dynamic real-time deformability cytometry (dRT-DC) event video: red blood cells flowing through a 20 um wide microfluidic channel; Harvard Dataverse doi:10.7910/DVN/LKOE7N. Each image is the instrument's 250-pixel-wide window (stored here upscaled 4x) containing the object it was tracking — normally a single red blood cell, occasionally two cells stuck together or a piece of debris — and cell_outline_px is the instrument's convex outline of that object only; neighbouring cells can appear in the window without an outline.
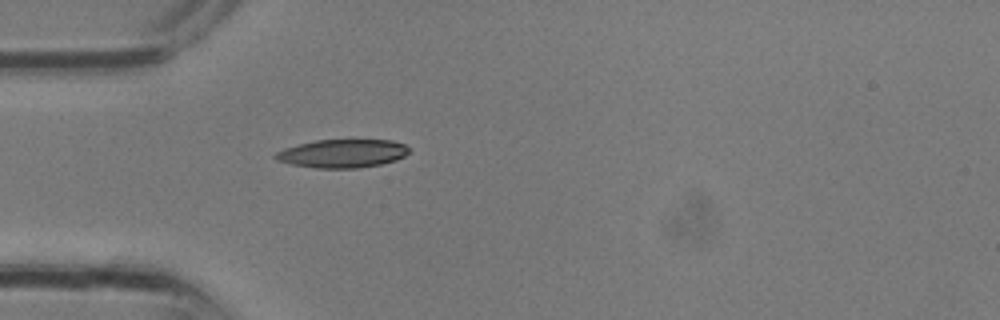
{"species": "common noctule bat (a hibernating species)", "species_latin": "Nyctalus noctula", "temperature_condition": "room temperature", "stored_images_in_passage": 5, "camera_frame_rate_fps": 3000, "um_per_image_px": 0.085, "animal": {"sex": "male", "body_mass_g": 13.3}, "frame": {"image": 1, "passage_image": 1, "time_ms": 0.0, "image_size_px": [1000, 320], "cell_outline_px": [[412, 148], [404, 156], [396, 160], [380, 164], [356, 168], [316, 168], [292, 164], [276, 160], [272, 156], [276, 152], [284, 148], [316, 140], [392, 140], [404, 144]], "centroid_in_image_um": [29.11, 13.04], "position_along_channel_um": 55.9, "area_um2": 22.02}}
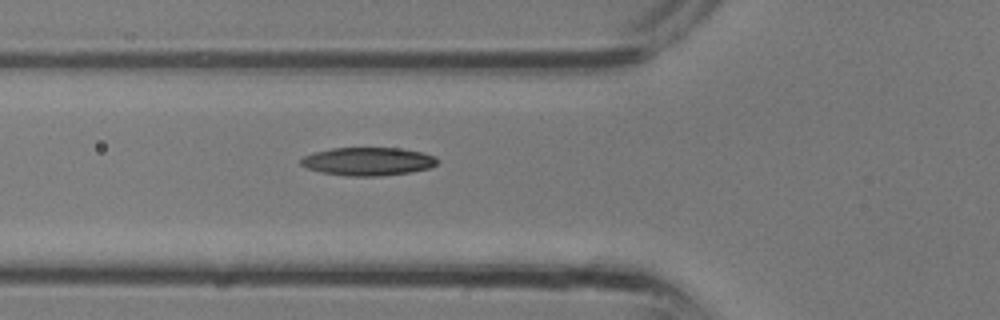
{"frame": {"image": 2, "passage_image": 3, "time_ms": 0.667, "image_size_px": [1000, 320], "cell_outline_px": [[436, 164], [428, 168], [408, 172], [380, 176], [348, 176], [320, 172], [308, 168], [300, 164], [300, 160], [304, 156], [312, 152], [332, 148], [400, 148], [424, 152], [436, 156]], "centroid_in_image_um": [31.25, 13.71], "position_along_channel_um": 94.5, "area_um2": 22.37}}
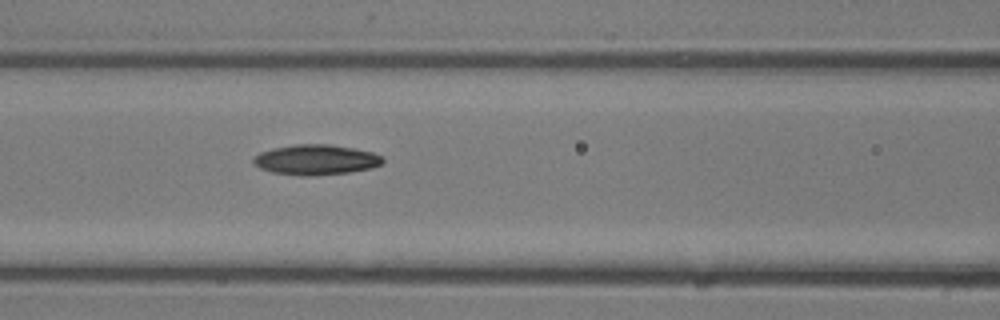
{"frame": {"image": 3, "passage_image": 5, "time_ms": 1.333, "image_size_px": [1000, 320], "cell_outline_px": [[384, 160], [380, 164], [372, 168], [348, 172], [312, 176], [308, 176], [272, 172], [260, 168], [252, 160], [260, 152], [272, 148], [296, 144], [328, 144], [352, 148], [372, 152], [380, 156]], "centroid_in_image_um": [26.84, 13.57], "position_along_channel_um": 139.8, "area_um2": 22.48}}